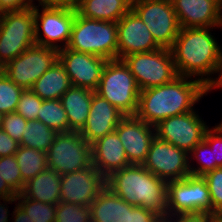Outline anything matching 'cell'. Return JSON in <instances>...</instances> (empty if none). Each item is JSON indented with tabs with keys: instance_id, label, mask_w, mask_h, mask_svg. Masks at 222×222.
Here are the masks:
<instances>
[{
	"instance_id": "21",
	"label": "cell",
	"mask_w": 222,
	"mask_h": 222,
	"mask_svg": "<svg viewBox=\"0 0 222 222\" xmlns=\"http://www.w3.org/2000/svg\"><path fill=\"white\" fill-rule=\"evenodd\" d=\"M92 164L105 177L131 165L126 157L125 148L114 131L91 144Z\"/></svg>"
},
{
	"instance_id": "43",
	"label": "cell",
	"mask_w": 222,
	"mask_h": 222,
	"mask_svg": "<svg viewBox=\"0 0 222 222\" xmlns=\"http://www.w3.org/2000/svg\"><path fill=\"white\" fill-rule=\"evenodd\" d=\"M216 75V77H211V79L205 84V96L210 93L214 88V90H222V54L221 57L219 59V62L215 68V71L213 73Z\"/></svg>"
},
{
	"instance_id": "38",
	"label": "cell",
	"mask_w": 222,
	"mask_h": 222,
	"mask_svg": "<svg viewBox=\"0 0 222 222\" xmlns=\"http://www.w3.org/2000/svg\"><path fill=\"white\" fill-rule=\"evenodd\" d=\"M204 140L213 149L216 168L222 167V125L218 123L212 128L209 126L205 132Z\"/></svg>"
},
{
	"instance_id": "1",
	"label": "cell",
	"mask_w": 222,
	"mask_h": 222,
	"mask_svg": "<svg viewBox=\"0 0 222 222\" xmlns=\"http://www.w3.org/2000/svg\"><path fill=\"white\" fill-rule=\"evenodd\" d=\"M204 95L201 81L179 75L172 82L140 91L136 116L155 127L166 118L196 110Z\"/></svg>"
},
{
	"instance_id": "16",
	"label": "cell",
	"mask_w": 222,
	"mask_h": 222,
	"mask_svg": "<svg viewBox=\"0 0 222 222\" xmlns=\"http://www.w3.org/2000/svg\"><path fill=\"white\" fill-rule=\"evenodd\" d=\"M58 60L70 77L72 86L84 87L95 91L108 60L89 53L62 48Z\"/></svg>"
},
{
	"instance_id": "45",
	"label": "cell",
	"mask_w": 222,
	"mask_h": 222,
	"mask_svg": "<svg viewBox=\"0 0 222 222\" xmlns=\"http://www.w3.org/2000/svg\"><path fill=\"white\" fill-rule=\"evenodd\" d=\"M31 0H0V13L31 7Z\"/></svg>"
},
{
	"instance_id": "10",
	"label": "cell",
	"mask_w": 222,
	"mask_h": 222,
	"mask_svg": "<svg viewBox=\"0 0 222 222\" xmlns=\"http://www.w3.org/2000/svg\"><path fill=\"white\" fill-rule=\"evenodd\" d=\"M168 217L182 213L205 212L213 214L209 188L203 176H186L168 182Z\"/></svg>"
},
{
	"instance_id": "5",
	"label": "cell",
	"mask_w": 222,
	"mask_h": 222,
	"mask_svg": "<svg viewBox=\"0 0 222 222\" xmlns=\"http://www.w3.org/2000/svg\"><path fill=\"white\" fill-rule=\"evenodd\" d=\"M95 93L106 99L125 116L136 115L140 89L123 60L107 61Z\"/></svg>"
},
{
	"instance_id": "41",
	"label": "cell",
	"mask_w": 222,
	"mask_h": 222,
	"mask_svg": "<svg viewBox=\"0 0 222 222\" xmlns=\"http://www.w3.org/2000/svg\"><path fill=\"white\" fill-rule=\"evenodd\" d=\"M164 220L156 213L146 210L141 206H133L131 208L130 222H163Z\"/></svg>"
},
{
	"instance_id": "28",
	"label": "cell",
	"mask_w": 222,
	"mask_h": 222,
	"mask_svg": "<svg viewBox=\"0 0 222 222\" xmlns=\"http://www.w3.org/2000/svg\"><path fill=\"white\" fill-rule=\"evenodd\" d=\"M58 133L35 119L28 121L22 134L20 146L47 152Z\"/></svg>"
},
{
	"instance_id": "32",
	"label": "cell",
	"mask_w": 222,
	"mask_h": 222,
	"mask_svg": "<svg viewBox=\"0 0 222 222\" xmlns=\"http://www.w3.org/2000/svg\"><path fill=\"white\" fill-rule=\"evenodd\" d=\"M23 90L10 80L5 73L0 76V112L3 115L16 112Z\"/></svg>"
},
{
	"instance_id": "40",
	"label": "cell",
	"mask_w": 222,
	"mask_h": 222,
	"mask_svg": "<svg viewBox=\"0 0 222 222\" xmlns=\"http://www.w3.org/2000/svg\"><path fill=\"white\" fill-rule=\"evenodd\" d=\"M216 216L205 212L182 213L168 217L164 222H214Z\"/></svg>"
},
{
	"instance_id": "39",
	"label": "cell",
	"mask_w": 222,
	"mask_h": 222,
	"mask_svg": "<svg viewBox=\"0 0 222 222\" xmlns=\"http://www.w3.org/2000/svg\"><path fill=\"white\" fill-rule=\"evenodd\" d=\"M17 194L8 186L6 181L0 176V222H8L9 206L15 201ZM3 200V203L1 202ZM7 203V204H6Z\"/></svg>"
},
{
	"instance_id": "11",
	"label": "cell",
	"mask_w": 222,
	"mask_h": 222,
	"mask_svg": "<svg viewBox=\"0 0 222 222\" xmlns=\"http://www.w3.org/2000/svg\"><path fill=\"white\" fill-rule=\"evenodd\" d=\"M39 9L40 7H33L35 44L58 50L66 48L70 41L76 8L42 7L41 11Z\"/></svg>"
},
{
	"instance_id": "31",
	"label": "cell",
	"mask_w": 222,
	"mask_h": 222,
	"mask_svg": "<svg viewBox=\"0 0 222 222\" xmlns=\"http://www.w3.org/2000/svg\"><path fill=\"white\" fill-rule=\"evenodd\" d=\"M18 201V202H17ZM17 203L34 222H55L57 204L43 203L17 194Z\"/></svg>"
},
{
	"instance_id": "36",
	"label": "cell",
	"mask_w": 222,
	"mask_h": 222,
	"mask_svg": "<svg viewBox=\"0 0 222 222\" xmlns=\"http://www.w3.org/2000/svg\"><path fill=\"white\" fill-rule=\"evenodd\" d=\"M43 100L30 89L23 90L19 98L16 112L22 115L27 121L37 119V113Z\"/></svg>"
},
{
	"instance_id": "14",
	"label": "cell",
	"mask_w": 222,
	"mask_h": 222,
	"mask_svg": "<svg viewBox=\"0 0 222 222\" xmlns=\"http://www.w3.org/2000/svg\"><path fill=\"white\" fill-rule=\"evenodd\" d=\"M142 165L167 182L191 175L188 153L157 136L152 140L147 158Z\"/></svg>"
},
{
	"instance_id": "4",
	"label": "cell",
	"mask_w": 222,
	"mask_h": 222,
	"mask_svg": "<svg viewBox=\"0 0 222 222\" xmlns=\"http://www.w3.org/2000/svg\"><path fill=\"white\" fill-rule=\"evenodd\" d=\"M67 48L106 60L117 59V23L87 19L77 12Z\"/></svg>"
},
{
	"instance_id": "34",
	"label": "cell",
	"mask_w": 222,
	"mask_h": 222,
	"mask_svg": "<svg viewBox=\"0 0 222 222\" xmlns=\"http://www.w3.org/2000/svg\"><path fill=\"white\" fill-rule=\"evenodd\" d=\"M15 155L0 157V176L8 186L20 194L23 189V179Z\"/></svg>"
},
{
	"instance_id": "47",
	"label": "cell",
	"mask_w": 222,
	"mask_h": 222,
	"mask_svg": "<svg viewBox=\"0 0 222 222\" xmlns=\"http://www.w3.org/2000/svg\"><path fill=\"white\" fill-rule=\"evenodd\" d=\"M4 73V65L0 62V76Z\"/></svg>"
},
{
	"instance_id": "19",
	"label": "cell",
	"mask_w": 222,
	"mask_h": 222,
	"mask_svg": "<svg viewBox=\"0 0 222 222\" xmlns=\"http://www.w3.org/2000/svg\"><path fill=\"white\" fill-rule=\"evenodd\" d=\"M181 28L222 27L221 0H171Z\"/></svg>"
},
{
	"instance_id": "46",
	"label": "cell",
	"mask_w": 222,
	"mask_h": 222,
	"mask_svg": "<svg viewBox=\"0 0 222 222\" xmlns=\"http://www.w3.org/2000/svg\"><path fill=\"white\" fill-rule=\"evenodd\" d=\"M14 211H12L13 215L12 222H34L28 214L16 203L14 206Z\"/></svg>"
},
{
	"instance_id": "30",
	"label": "cell",
	"mask_w": 222,
	"mask_h": 222,
	"mask_svg": "<svg viewBox=\"0 0 222 222\" xmlns=\"http://www.w3.org/2000/svg\"><path fill=\"white\" fill-rule=\"evenodd\" d=\"M188 157L189 170L193 176H204L208 172L216 169V161H214L213 149L204 139L191 150V152L188 154ZM194 159L196 162H198L195 167L193 163Z\"/></svg>"
},
{
	"instance_id": "42",
	"label": "cell",
	"mask_w": 222,
	"mask_h": 222,
	"mask_svg": "<svg viewBox=\"0 0 222 222\" xmlns=\"http://www.w3.org/2000/svg\"><path fill=\"white\" fill-rule=\"evenodd\" d=\"M20 148V143L0 128V157L14 155Z\"/></svg>"
},
{
	"instance_id": "2",
	"label": "cell",
	"mask_w": 222,
	"mask_h": 222,
	"mask_svg": "<svg viewBox=\"0 0 222 222\" xmlns=\"http://www.w3.org/2000/svg\"><path fill=\"white\" fill-rule=\"evenodd\" d=\"M213 29H180L170 48L178 75L194 78L204 85L211 79L222 54V46L210 32Z\"/></svg>"
},
{
	"instance_id": "13",
	"label": "cell",
	"mask_w": 222,
	"mask_h": 222,
	"mask_svg": "<svg viewBox=\"0 0 222 222\" xmlns=\"http://www.w3.org/2000/svg\"><path fill=\"white\" fill-rule=\"evenodd\" d=\"M208 128L206 121L194 110L164 119L155 126V131L159 139L189 154L204 139Z\"/></svg>"
},
{
	"instance_id": "35",
	"label": "cell",
	"mask_w": 222,
	"mask_h": 222,
	"mask_svg": "<svg viewBox=\"0 0 222 222\" xmlns=\"http://www.w3.org/2000/svg\"><path fill=\"white\" fill-rule=\"evenodd\" d=\"M209 188L213 215L222 217V167L216 168L203 176Z\"/></svg>"
},
{
	"instance_id": "8",
	"label": "cell",
	"mask_w": 222,
	"mask_h": 222,
	"mask_svg": "<svg viewBox=\"0 0 222 222\" xmlns=\"http://www.w3.org/2000/svg\"><path fill=\"white\" fill-rule=\"evenodd\" d=\"M131 9L146 24L161 48L173 46L181 27L171 0H132Z\"/></svg>"
},
{
	"instance_id": "25",
	"label": "cell",
	"mask_w": 222,
	"mask_h": 222,
	"mask_svg": "<svg viewBox=\"0 0 222 222\" xmlns=\"http://www.w3.org/2000/svg\"><path fill=\"white\" fill-rule=\"evenodd\" d=\"M132 0H76L77 13L87 19L117 23L130 9Z\"/></svg>"
},
{
	"instance_id": "15",
	"label": "cell",
	"mask_w": 222,
	"mask_h": 222,
	"mask_svg": "<svg viewBox=\"0 0 222 222\" xmlns=\"http://www.w3.org/2000/svg\"><path fill=\"white\" fill-rule=\"evenodd\" d=\"M60 187L62 202L89 206L106 187V178L92 164L61 175Z\"/></svg>"
},
{
	"instance_id": "37",
	"label": "cell",
	"mask_w": 222,
	"mask_h": 222,
	"mask_svg": "<svg viewBox=\"0 0 222 222\" xmlns=\"http://www.w3.org/2000/svg\"><path fill=\"white\" fill-rule=\"evenodd\" d=\"M28 121L17 112H11L3 115L2 129L14 140L21 143L22 134Z\"/></svg>"
},
{
	"instance_id": "3",
	"label": "cell",
	"mask_w": 222,
	"mask_h": 222,
	"mask_svg": "<svg viewBox=\"0 0 222 222\" xmlns=\"http://www.w3.org/2000/svg\"><path fill=\"white\" fill-rule=\"evenodd\" d=\"M106 186L127 203L141 206L168 218V182L160 179L143 165L131 164L106 178Z\"/></svg>"
},
{
	"instance_id": "12",
	"label": "cell",
	"mask_w": 222,
	"mask_h": 222,
	"mask_svg": "<svg viewBox=\"0 0 222 222\" xmlns=\"http://www.w3.org/2000/svg\"><path fill=\"white\" fill-rule=\"evenodd\" d=\"M59 50L34 44L4 66L5 75L16 85L31 89L57 60Z\"/></svg>"
},
{
	"instance_id": "17",
	"label": "cell",
	"mask_w": 222,
	"mask_h": 222,
	"mask_svg": "<svg viewBox=\"0 0 222 222\" xmlns=\"http://www.w3.org/2000/svg\"><path fill=\"white\" fill-rule=\"evenodd\" d=\"M118 134L130 164L142 165L150 145L156 136L155 127L139 119L136 115L124 116L117 125Z\"/></svg>"
},
{
	"instance_id": "26",
	"label": "cell",
	"mask_w": 222,
	"mask_h": 222,
	"mask_svg": "<svg viewBox=\"0 0 222 222\" xmlns=\"http://www.w3.org/2000/svg\"><path fill=\"white\" fill-rule=\"evenodd\" d=\"M72 86L70 77L63 65L57 60L37 81L32 85L31 91L42 100L60 99Z\"/></svg>"
},
{
	"instance_id": "23",
	"label": "cell",
	"mask_w": 222,
	"mask_h": 222,
	"mask_svg": "<svg viewBox=\"0 0 222 222\" xmlns=\"http://www.w3.org/2000/svg\"><path fill=\"white\" fill-rule=\"evenodd\" d=\"M95 91L71 86L60 98L66 111L69 131L80 132L86 124Z\"/></svg>"
},
{
	"instance_id": "44",
	"label": "cell",
	"mask_w": 222,
	"mask_h": 222,
	"mask_svg": "<svg viewBox=\"0 0 222 222\" xmlns=\"http://www.w3.org/2000/svg\"><path fill=\"white\" fill-rule=\"evenodd\" d=\"M38 5L31 0L32 7H54V8H72L76 5V0H36Z\"/></svg>"
},
{
	"instance_id": "48",
	"label": "cell",
	"mask_w": 222,
	"mask_h": 222,
	"mask_svg": "<svg viewBox=\"0 0 222 222\" xmlns=\"http://www.w3.org/2000/svg\"><path fill=\"white\" fill-rule=\"evenodd\" d=\"M3 114L0 112V128H2Z\"/></svg>"
},
{
	"instance_id": "49",
	"label": "cell",
	"mask_w": 222,
	"mask_h": 222,
	"mask_svg": "<svg viewBox=\"0 0 222 222\" xmlns=\"http://www.w3.org/2000/svg\"><path fill=\"white\" fill-rule=\"evenodd\" d=\"M214 222H222V217H216V218L214 219Z\"/></svg>"
},
{
	"instance_id": "24",
	"label": "cell",
	"mask_w": 222,
	"mask_h": 222,
	"mask_svg": "<svg viewBox=\"0 0 222 222\" xmlns=\"http://www.w3.org/2000/svg\"><path fill=\"white\" fill-rule=\"evenodd\" d=\"M60 181L61 175L47 167L24 184L20 195L43 203L59 204L61 202Z\"/></svg>"
},
{
	"instance_id": "20",
	"label": "cell",
	"mask_w": 222,
	"mask_h": 222,
	"mask_svg": "<svg viewBox=\"0 0 222 222\" xmlns=\"http://www.w3.org/2000/svg\"><path fill=\"white\" fill-rule=\"evenodd\" d=\"M124 116L120 110L94 92L89 116L80 134L91 145L106 134L114 132Z\"/></svg>"
},
{
	"instance_id": "27",
	"label": "cell",
	"mask_w": 222,
	"mask_h": 222,
	"mask_svg": "<svg viewBox=\"0 0 222 222\" xmlns=\"http://www.w3.org/2000/svg\"><path fill=\"white\" fill-rule=\"evenodd\" d=\"M14 155L20 168L23 187L27 181L48 167L47 153L41 150L20 146Z\"/></svg>"
},
{
	"instance_id": "9",
	"label": "cell",
	"mask_w": 222,
	"mask_h": 222,
	"mask_svg": "<svg viewBox=\"0 0 222 222\" xmlns=\"http://www.w3.org/2000/svg\"><path fill=\"white\" fill-rule=\"evenodd\" d=\"M46 153L48 167L59 175L92 165L91 145L77 131L58 133Z\"/></svg>"
},
{
	"instance_id": "33",
	"label": "cell",
	"mask_w": 222,
	"mask_h": 222,
	"mask_svg": "<svg viewBox=\"0 0 222 222\" xmlns=\"http://www.w3.org/2000/svg\"><path fill=\"white\" fill-rule=\"evenodd\" d=\"M55 222H91L90 207L61 201L56 207Z\"/></svg>"
},
{
	"instance_id": "18",
	"label": "cell",
	"mask_w": 222,
	"mask_h": 222,
	"mask_svg": "<svg viewBox=\"0 0 222 222\" xmlns=\"http://www.w3.org/2000/svg\"><path fill=\"white\" fill-rule=\"evenodd\" d=\"M117 59L134 53L150 52L161 47L155 42L146 24L130 9L117 22Z\"/></svg>"
},
{
	"instance_id": "7",
	"label": "cell",
	"mask_w": 222,
	"mask_h": 222,
	"mask_svg": "<svg viewBox=\"0 0 222 222\" xmlns=\"http://www.w3.org/2000/svg\"><path fill=\"white\" fill-rule=\"evenodd\" d=\"M122 60L135 77L140 91L172 82L179 76L168 48L130 54Z\"/></svg>"
},
{
	"instance_id": "22",
	"label": "cell",
	"mask_w": 222,
	"mask_h": 222,
	"mask_svg": "<svg viewBox=\"0 0 222 222\" xmlns=\"http://www.w3.org/2000/svg\"><path fill=\"white\" fill-rule=\"evenodd\" d=\"M89 207L91 222H130L133 205L106 186Z\"/></svg>"
},
{
	"instance_id": "29",
	"label": "cell",
	"mask_w": 222,
	"mask_h": 222,
	"mask_svg": "<svg viewBox=\"0 0 222 222\" xmlns=\"http://www.w3.org/2000/svg\"><path fill=\"white\" fill-rule=\"evenodd\" d=\"M37 120L57 133L69 132L67 114L60 99L43 100L37 113Z\"/></svg>"
},
{
	"instance_id": "6",
	"label": "cell",
	"mask_w": 222,
	"mask_h": 222,
	"mask_svg": "<svg viewBox=\"0 0 222 222\" xmlns=\"http://www.w3.org/2000/svg\"><path fill=\"white\" fill-rule=\"evenodd\" d=\"M35 44L33 7L0 13V62L5 66Z\"/></svg>"
}]
</instances>
